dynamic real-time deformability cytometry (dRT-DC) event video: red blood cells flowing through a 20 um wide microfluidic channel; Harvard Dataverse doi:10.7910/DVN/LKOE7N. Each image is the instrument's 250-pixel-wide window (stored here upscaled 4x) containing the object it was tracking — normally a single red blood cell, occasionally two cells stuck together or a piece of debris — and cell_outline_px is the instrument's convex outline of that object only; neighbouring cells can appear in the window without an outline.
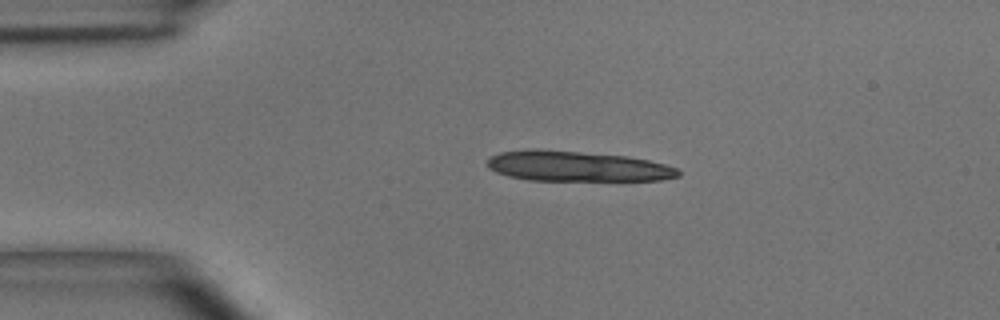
{"species": "common noctule bat (a hibernating species)", "species_latin": "Nyctalus noctula", "temperature_condition": "room temperature", "stored_images_in_passage": 3, "camera_frame_rate_fps": 3000, "um_per_image_px": 0.085, "animal": {"sex": "male", "body_mass_g": 15.6}, "frame": {"image": 1, "passage_image": 2, "time_ms": 0.333, "image_size_px": [1000, 320], "cell_outline_px": [[680, 176], [660, 180], [528, 180], [508, 176], [496, 172], [488, 168], [488, 160], [492, 156], [500, 152], [536, 148], [628, 156], [648, 160], [680, 168]], "centroid_in_image_um": [49.06, 14.13], "position_along_channel_um": 35.9, "area_um2": 33.76}}